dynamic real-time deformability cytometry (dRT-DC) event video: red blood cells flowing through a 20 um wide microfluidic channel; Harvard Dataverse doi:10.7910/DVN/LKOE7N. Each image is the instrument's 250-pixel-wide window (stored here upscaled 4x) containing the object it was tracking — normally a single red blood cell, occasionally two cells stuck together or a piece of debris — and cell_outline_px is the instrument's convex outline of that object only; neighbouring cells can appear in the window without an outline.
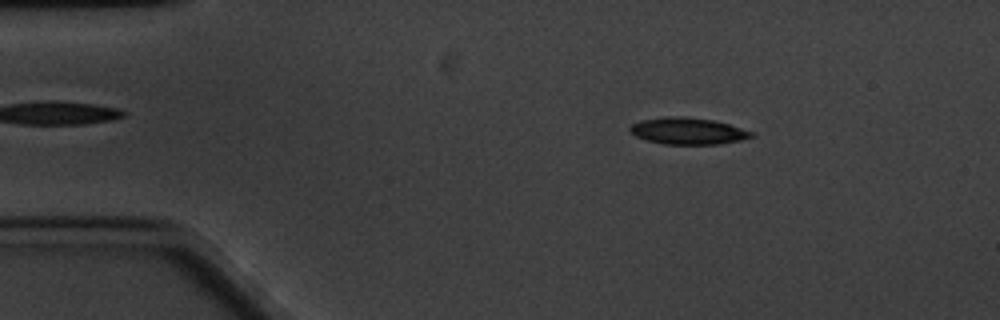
{"species": "common noctule bat (a hibernating species)", "species_latin": "Nyctalus noctula", "temperature_condition": "cold", "stored_images_in_passage": 60, "camera_frame_rate_fps": 3000, "um_per_image_px": 0.085, "animal": {"sex": "male", "body_mass_g": 20.1, "forearm_length_mm": 53.5}, "frame": {"image": 1, "passage_image": 9, "time_ms": 2.667, "image_size_px": [1000, 320], "cell_outline_px": [[756, 136], [740, 140], [720, 144], [664, 144], [648, 140], [636, 136], [628, 132], [628, 128], [632, 124], [640, 120], [664, 116], [680, 116], [712, 120], [728, 124], [756, 132]], "centroid_in_image_um": [58.47, 11.13], "position_along_channel_um": 26.5, "area_um2": 19.02}}
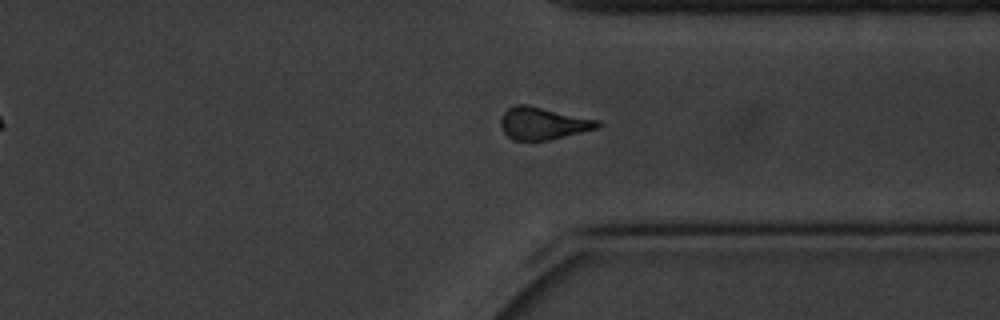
{"frame": {"image": 2, "passage_image": 45, "time_ms": 14.667, "image_size_px": [1000, 320], "cell_outline_px": [[600, 128], [548, 140], [512, 140], [504, 132], [500, 124], [500, 120], [504, 112], [512, 104], [528, 104], [600, 120]], "centroid_in_image_um": [46.16, 10.47], "position_along_channel_um": 365.2, "area_um2": 18.44}}
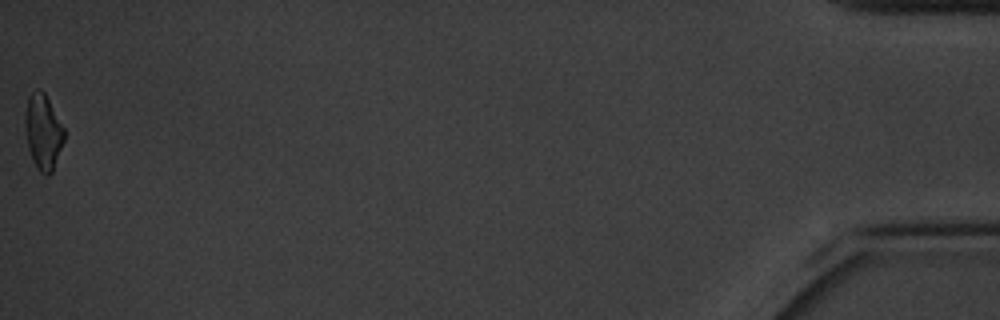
{"frame": {"image": 3, "passage_image": 60, "time_ms": 19.667, "image_size_px": [1000, 320], "cell_outline_px": [[64, 140], [52, 172], [48, 176], [40, 172], [36, 168], [32, 160], [28, 148], [24, 128], [24, 112], [28, 96], [36, 88], [40, 88], [44, 92], [64, 128]], "centroid_in_image_um": [3.63, 11.19], "position_along_channel_um": 431.6, "area_um2": 17.34}, "authors_computed_cell_mechanics": {"area_um2": 18.5249, "velocity_mm_per_s": 3.2915, "shape_relaxation_time_tau1_ms": 2.5415, "shape_relaxation_time_tau2_ms": 10.3136, "deformation_change_tau1": 0.1093, "deformation_change_tau2": 0.1714}}